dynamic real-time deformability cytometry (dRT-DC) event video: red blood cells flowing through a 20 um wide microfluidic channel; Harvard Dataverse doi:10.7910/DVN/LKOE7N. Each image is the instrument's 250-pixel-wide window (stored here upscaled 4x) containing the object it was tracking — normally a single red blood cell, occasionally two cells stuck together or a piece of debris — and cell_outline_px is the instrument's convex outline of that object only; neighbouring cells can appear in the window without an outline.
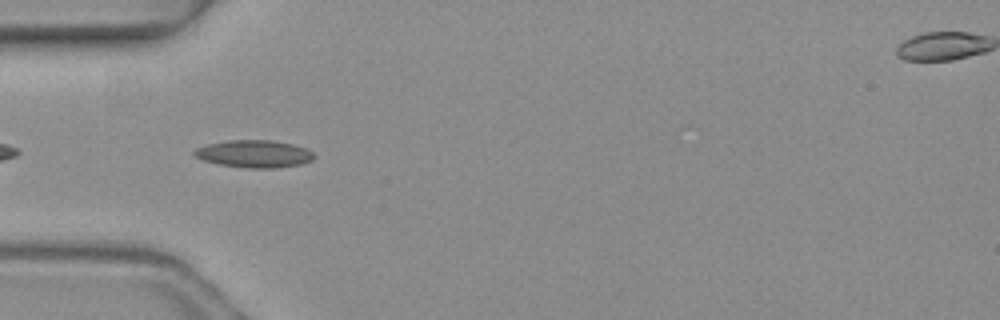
{"species": "common noctule bat (a hibernating species)", "species_latin": "Nyctalus noctula", "temperature_condition": "warm", "stored_images_in_passage": 5, "camera_frame_rate_fps": 3000, "um_per_image_px": 0.085, "animal": {"sex": "female", "body_mass_g": 19.3, "forearm_length_mm": 54.1}, "frame": {"image": 1, "passage_image": 4, "time_ms": 1.0, "image_size_px": [1000, 320], "cell_outline_px": [[316, 156], [312, 160], [300, 164], [276, 168], [248, 168], [220, 164], [204, 160], [192, 156], [192, 152], [196, 148], [208, 144], [228, 140], [272, 140], [292, 144], [304, 148], [312, 152]], "centroid_in_image_um": [21.58, 13.07], "position_along_channel_um": 63.4, "area_um2": 19.07}}
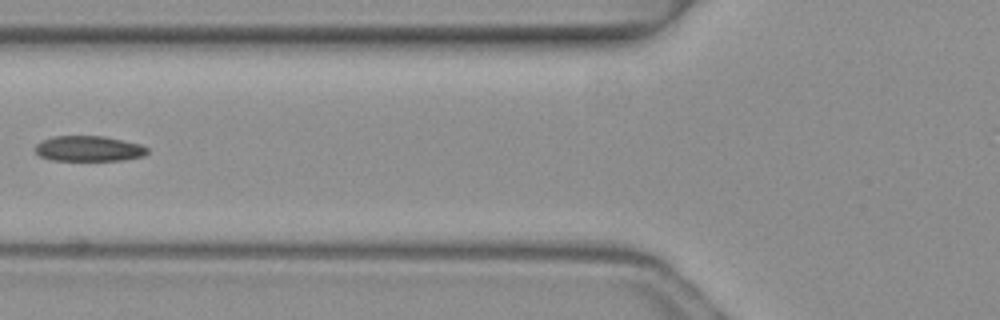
{"frame": {"image": 2, "passage_image": 5, "time_ms": 1.333, "image_size_px": [1000, 320], "cell_outline_px": [[148, 152], [144, 156], [124, 160], [52, 160], [40, 156], [32, 148], [36, 144], [52, 136], [104, 136], [140, 144], [148, 148]], "centroid_in_image_um": [7.54, 12.63], "position_along_channel_um": 118.3, "area_um2": 16.65}}